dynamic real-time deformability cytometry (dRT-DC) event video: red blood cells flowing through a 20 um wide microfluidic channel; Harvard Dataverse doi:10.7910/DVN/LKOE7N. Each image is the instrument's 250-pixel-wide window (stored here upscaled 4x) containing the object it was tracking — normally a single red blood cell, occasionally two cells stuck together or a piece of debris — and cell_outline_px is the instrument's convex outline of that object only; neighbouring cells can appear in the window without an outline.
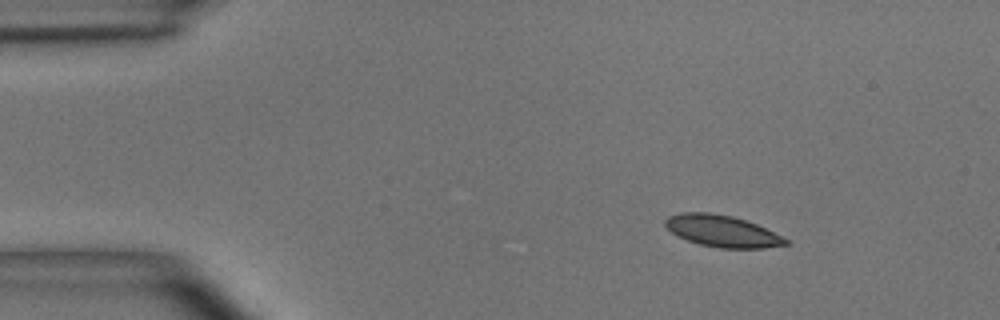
{"species": "common noctule bat (a hibernating species)", "species_latin": "Nyctalus noctula", "temperature_condition": "room temperature", "stored_images_in_passage": 5, "camera_frame_rate_fps": 3000, "um_per_image_px": 0.085, "animal": {"sex": "male", "body_mass_g": 15.6}, "frame": {"image": 1, "passage_image": 2, "time_ms": 1.333, "image_size_px": [1000, 320], "cell_outline_px": [[792, 244], [764, 248], [720, 248], [700, 244], [688, 240], [672, 232], [664, 224], [664, 220], [668, 216], [680, 212], [708, 212], [732, 216], [756, 224], [788, 240]], "centroid_in_image_um": [61.37, 19.64], "position_along_channel_um": 23.6, "area_um2": 21.96}}